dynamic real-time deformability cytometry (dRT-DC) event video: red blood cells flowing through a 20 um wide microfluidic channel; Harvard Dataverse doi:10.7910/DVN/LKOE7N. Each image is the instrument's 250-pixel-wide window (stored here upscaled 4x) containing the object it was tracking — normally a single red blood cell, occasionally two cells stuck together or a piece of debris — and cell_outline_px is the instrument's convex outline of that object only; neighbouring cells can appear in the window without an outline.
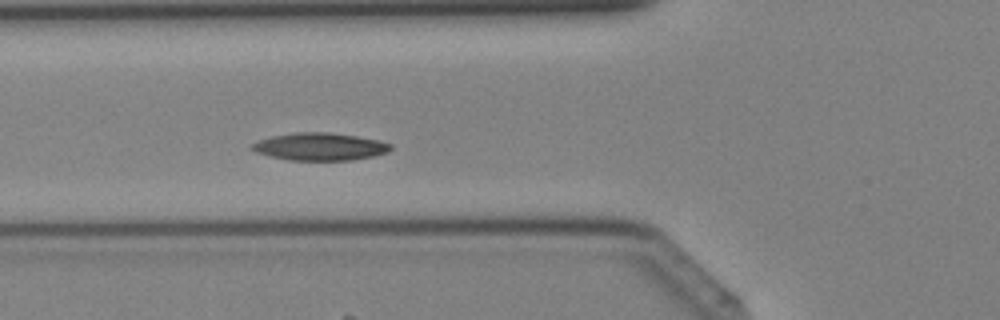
{"species": "Egyptian fruit bat (a non-hibernating species)", "species_latin": "Rousettus aegyptiacus", "temperature_condition": "cold", "stored_images_in_passage": 29, "camera_frame_rate_fps": 3000, "um_per_image_px": 0.085, "animal": {"sex": "female"}, "frame": {"image": 1, "passage_image": 3, "time_ms": 0.667, "image_size_px": [1000, 320], "cell_outline_px": [[392, 148], [388, 152], [372, 156], [352, 160], [288, 160], [256, 152], [248, 148], [252, 144], [260, 140], [272, 136], [296, 132], [328, 132], [356, 136], [376, 140], [392, 144]], "centroid_in_image_um": [27.18, 12.46], "position_along_channel_um": 98.6, "area_um2": 22.08}}
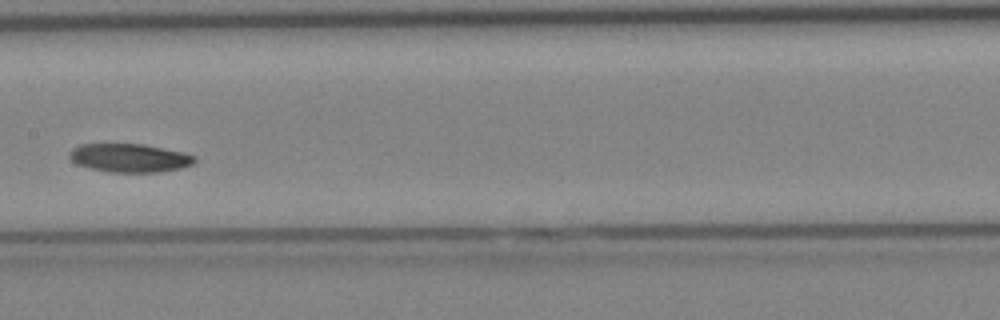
{"frame": {"image": 2, "passage_image": 9, "time_ms": 2.667, "image_size_px": [1000, 320], "cell_outline_px": [[196, 160], [192, 164], [180, 168], [160, 172], [108, 172], [88, 168], [76, 164], [68, 156], [68, 152], [72, 148], [80, 144], [144, 144], [184, 152], [196, 156]], "centroid_in_image_um": [10.99, 13.42], "position_along_channel_um": 196.4, "area_um2": 20.98}}
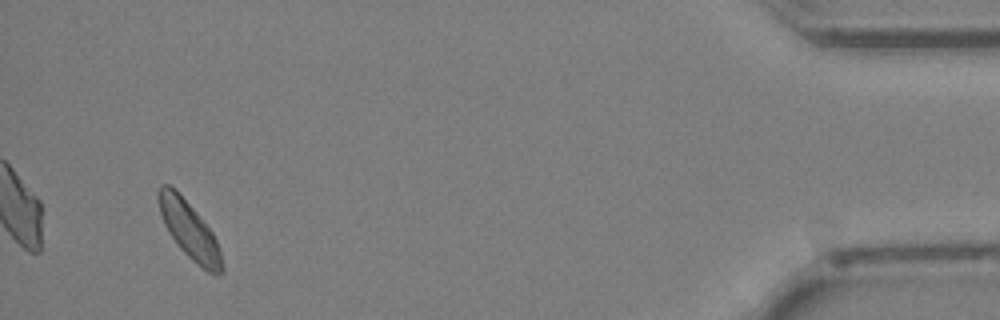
{"frame": {"image": 3, "passage_image": 27, "time_ms": 8.667, "image_size_px": [1000, 320], "cell_outline_px": [[224, 272], [216, 276], [208, 272], [196, 264], [180, 248], [164, 224], [160, 212], [156, 196], [156, 188], [160, 184], [168, 184], [196, 212], [212, 232], [216, 240], [220, 252], [224, 268]], "centroid_in_image_um": [16.08, 19.59], "position_along_channel_um": 419.1, "area_um2": 20.81}}